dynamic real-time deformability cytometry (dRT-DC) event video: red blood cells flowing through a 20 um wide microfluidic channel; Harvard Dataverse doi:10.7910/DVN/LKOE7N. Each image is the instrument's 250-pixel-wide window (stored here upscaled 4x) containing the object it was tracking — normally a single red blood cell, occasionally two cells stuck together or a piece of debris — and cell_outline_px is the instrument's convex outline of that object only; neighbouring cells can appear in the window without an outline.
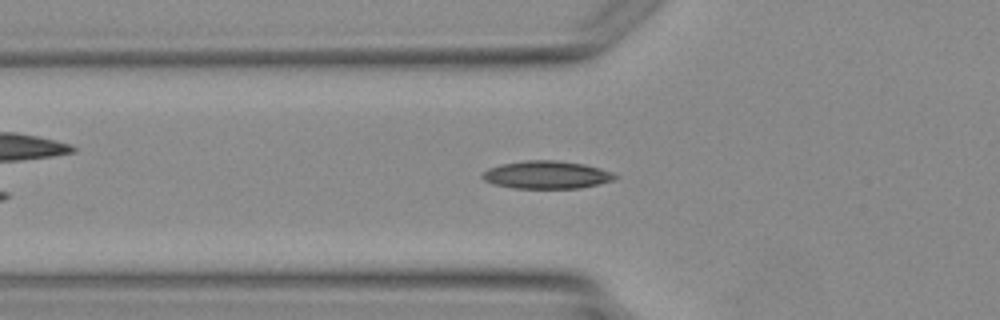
{"species": "Egyptian fruit bat (a non-hibernating species)", "species_latin": "Rousettus aegyptiacus", "temperature_condition": "warm", "stored_images_in_passage": 5, "camera_frame_rate_fps": 3000, "um_per_image_px": 0.085, "animal": {"sex": "female"}, "frame": {"image": 1, "passage_image": 5, "time_ms": 5.0, "image_size_px": [1000, 320], "cell_outline_px": [[620, 176], [616, 180], [600, 184], [580, 188], [512, 188], [492, 184], [484, 180], [480, 176], [480, 172], [488, 168], [500, 164], [528, 160], [556, 160], [584, 164], [600, 168], [612, 172]], "centroid_in_image_um": [46.46, 14.86], "position_along_channel_um": 79.3, "area_um2": 21.85}}